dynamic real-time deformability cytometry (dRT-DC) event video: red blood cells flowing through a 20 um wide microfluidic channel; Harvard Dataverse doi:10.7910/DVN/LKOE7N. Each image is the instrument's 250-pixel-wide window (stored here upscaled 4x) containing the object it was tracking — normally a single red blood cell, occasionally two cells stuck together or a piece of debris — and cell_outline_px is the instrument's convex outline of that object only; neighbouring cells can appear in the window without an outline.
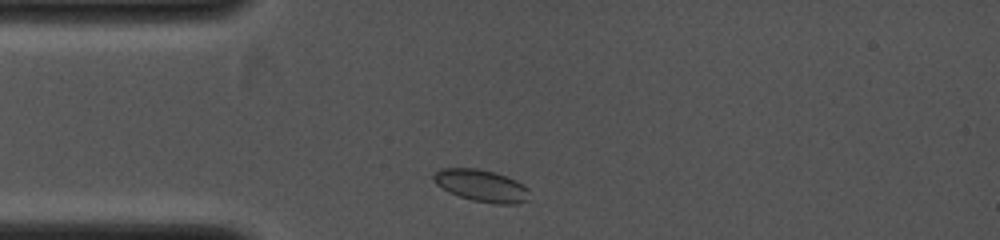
{"species": "common noctule bat (a hibernating species)", "species_latin": "Nyctalus noctula", "temperature_condition": "cold", "stored_images_in_passage": 30, "camera_frame_rate_fps": 4000, "um_per_image_px": 0.085, "animal": {"sex": "female", "body_mass_g": 19.0, "forearm_length_mm": 53.3}, "frame": {"image": 1, "passage_image": 2, "time_ms": 0.25, "image_size_px": [1000, 240], "cell_outline_px": [[528, 200], [516, 204], [496, 204], [472, 200], [448, 192], [436, 184], [432, 180], [432, 176], [440, 168], [476, 168], [496, 172], [516, 180], [528, 188]], "centroid_in_image_um": [40.91, 15.77], "position_along_channel_um": 44.1, "area_um2": 17.98}}
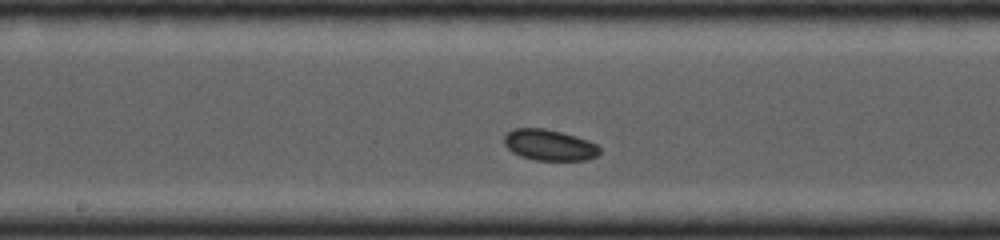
{"frame": {"image": 2, "passage_image": 14, "time_ms": 3.25, "image_size_px": [1000, 240], "cell_outline_px": [[600, 152], [596, 156], [584, 160], [536, 160], [520, 156], [512, 152], [504, 144], [504, 136], [512, 128], [544, 128], [560, 132], [588, 140], [596, 144], [600, 148]], "centroid_in_image_um": [46.67, 12.32], "position_along_channel_um": 201.5, "area_um2": 17.17}}
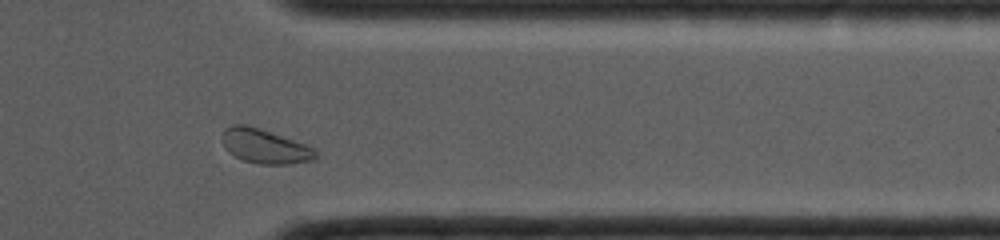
{"frame": {"image": 3, "passage_image": 27, "time_ms": 6.5, "image_size_px": [1000, 240], "cell_outline_px": [[316, 160], [288, 164], [260, 164], [244, 160], [228, 152], [220, 136], [224, 128], [232, 124], [248, 124], [308, 144], [316, 148]], "centroid_in_image_um": [22.53, 12.41], "position_along_channel_um": 388.9, "area_um2": 19.07}}